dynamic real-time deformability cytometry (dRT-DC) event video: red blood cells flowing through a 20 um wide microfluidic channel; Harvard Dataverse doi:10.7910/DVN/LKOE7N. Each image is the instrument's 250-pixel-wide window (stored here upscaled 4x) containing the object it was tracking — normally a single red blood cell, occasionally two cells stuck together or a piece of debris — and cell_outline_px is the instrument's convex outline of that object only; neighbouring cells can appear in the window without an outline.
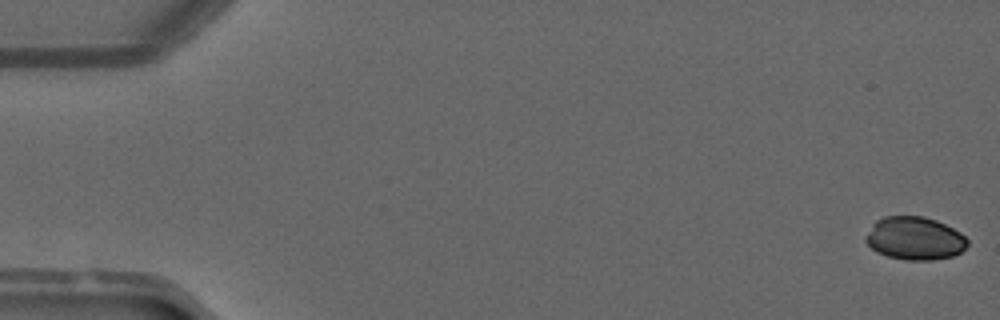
{"species": "common noctule bat (a hibernating species)", "species_latin": "Nyctalus noctula", "temperature_condition": "warm", "stored_images_in_passage": 19, "camera_frame_rate_fps": 3000, "um_per_image_px": 0.085, "animal": {"sex": "male", "forearm_length_mm": 52.5}, "frame": {"image": 1, "passage_image": 1, "time_ms": 0.0, "image_size_px": [1000, 320], "cell_outline_px": [[968, 244], [960, 252], [952, 256], [932, 260], [904, 260], [888, 256], [876, 252], [864, 240], [864, 236], [872, 224], [876, 220], [884, 216], [924, 216], [936, 220], [960, 232], [968, 240]], "centroid_in_image_um": [77.72, 20.25], "position_along_channel_um": 7.3, "area_um2": 25.61}}
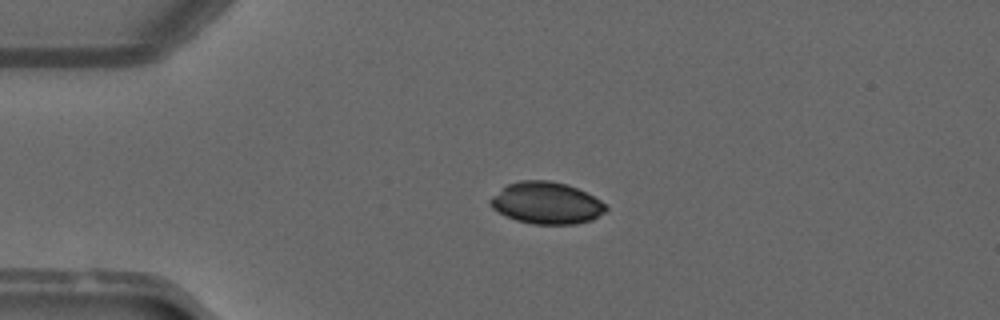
{"frame": {"image": 2, "passage_image": 12, "time_ms": 3.667, "image_size_px": [1000, 320], "cell_outline_px": [[608, 208], [604, 212], [592, 220], [576, 224], [532, 224], [516, 220], [492, 208], [488, 204], [488, 200], [492, 196], [508, 184], [520, 180], [548, 180], [568, 184], [600, 200]], "centroid_in_image_um": [46.43, 17.25], "position_along_channel_um": 38.6, "area_um2": 28.03}}